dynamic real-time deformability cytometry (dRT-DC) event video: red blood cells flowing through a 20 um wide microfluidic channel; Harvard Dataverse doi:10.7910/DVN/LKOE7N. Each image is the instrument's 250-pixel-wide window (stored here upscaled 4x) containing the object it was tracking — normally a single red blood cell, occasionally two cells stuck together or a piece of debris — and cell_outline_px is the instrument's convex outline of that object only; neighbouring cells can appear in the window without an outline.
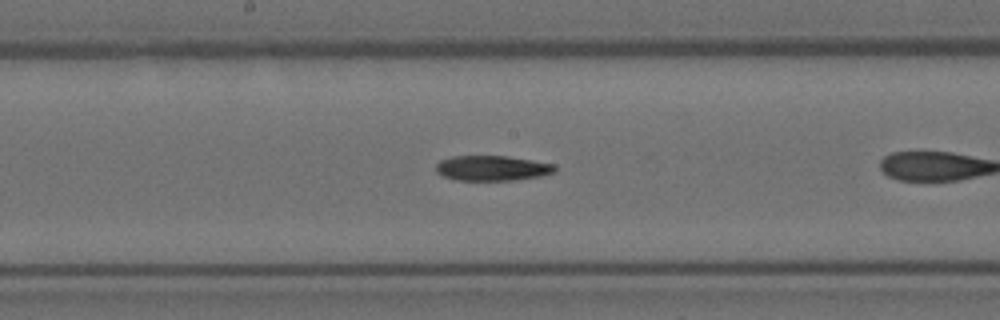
{"species": "Egyptian fruit bat (a non-hibernating species)", "species_latin": "Rousettus aegyptiacus", "temperature_condition": "room temperature", "stored_images_in_passage": 26, "camera_frame_rate_fps": 3000, "um_per_image_px": 0.085, "animal": {"sex": "female"}, "frame": {"image": 1, "passage_image": 12, "time_ms": 3.667, "image_size_px": [1000, 320], "cell_outline_px": [[556, 172], [540, 176], [516, 180], [456, 180], [444, 176], [436, 172], [436, 164], [440, 160], [452, 156], [508, 156], [556, 164]], "centroid_in_image_um": [41.85, 14.29], "position_along_channel_um": 206.3, "area_um2": 17.51}}
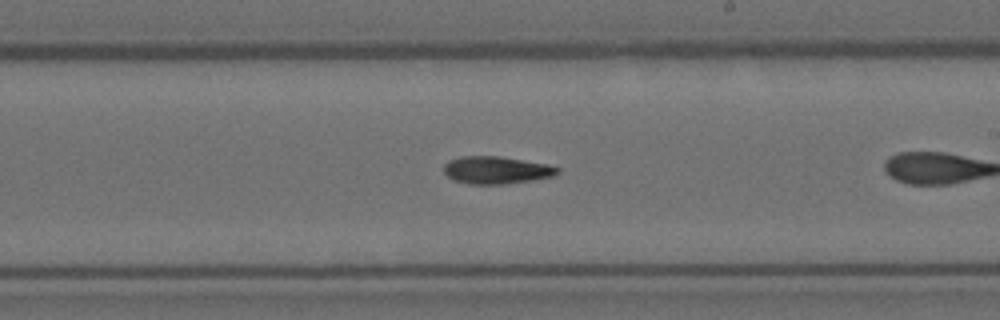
{"frame": {"image": 2, "passage_image": 15, "time_ms": 4.667, "image_size_px": [1000, 320], "cell_outline_px": [[560, 172], [552, 176], [532, 180], [504, 184], [468, 184], [452, 180], [444, 172], [444, 164], [448, 160], [460, 156], [500, 156], [548, 164], [560, 168]], "centroid_in_image_um": [42.17, 14.45], "position_along_channel_um": 246.8, "area_um2": 18.32}}